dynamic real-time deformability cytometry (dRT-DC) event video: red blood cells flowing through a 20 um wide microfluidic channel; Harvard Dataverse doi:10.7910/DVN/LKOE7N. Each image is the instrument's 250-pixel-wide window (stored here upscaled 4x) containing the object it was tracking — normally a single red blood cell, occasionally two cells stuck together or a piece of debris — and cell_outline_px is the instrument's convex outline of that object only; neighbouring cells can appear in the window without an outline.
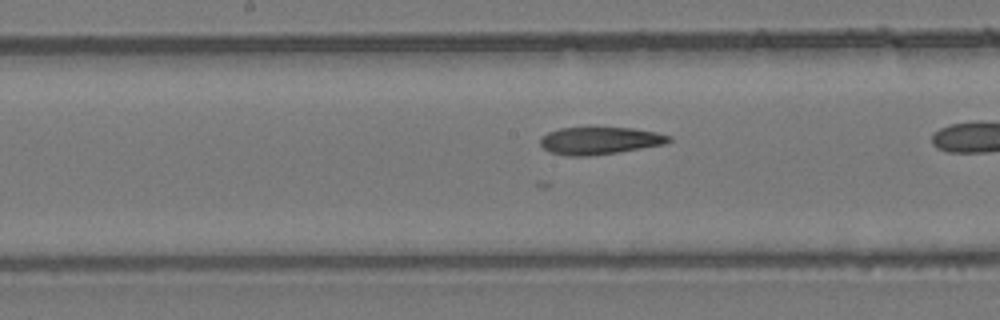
{"species": "common noctule bat (a hibernating species)", "species_latin": "Nyctalus noctula", "temperature_condition": "room temperature", "stored_images_in_passage": 17, "camera_frame_rate_fps": 3000, "um_per_image_px": 0.085, "animal": {"sex": "female", "body_mass_g": 24.6, "forearm_length_mm": 56.2}, "frame": {"image": 1, "passage_image": 12, "time_ms": 3.667, "image_size_px": [1000, 320], "cell_outline_px": [[672, 140], [664, 144], [616, 152], [588, 156], [568, 156], [552, 152], [544, 148], [540, 144], [540, 136], [548, 132], [560, 128], [632, 128], [656, 132], [672, 136]], "centroid_in_image_um": [50.96, 11.95], "position_along_channel_um": 197.2, "area_um2": 20.29}}